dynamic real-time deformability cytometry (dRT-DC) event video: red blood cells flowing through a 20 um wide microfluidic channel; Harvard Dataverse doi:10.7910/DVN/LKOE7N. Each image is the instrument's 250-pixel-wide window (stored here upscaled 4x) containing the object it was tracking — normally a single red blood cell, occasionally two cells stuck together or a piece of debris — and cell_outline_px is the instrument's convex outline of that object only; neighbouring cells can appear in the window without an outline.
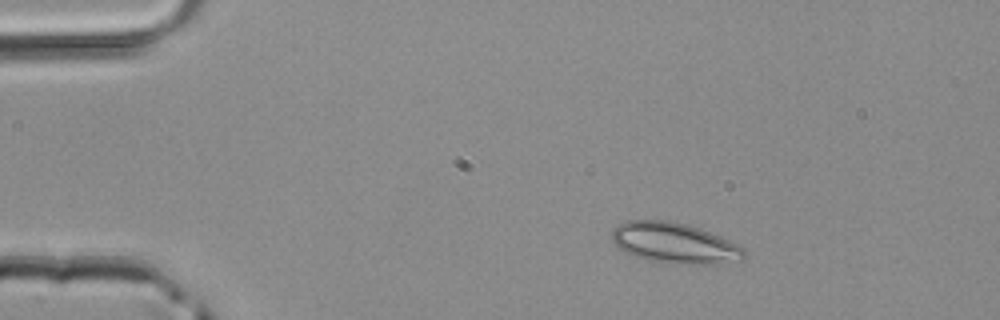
{"species": "common noctule bat (a hibernating species)", "species_latin": "Nyctalus noctula", "temperature_condition": "room temperature", "stored_images_in_passage": 4, "camera_frame_rate_fps": 3000, "um_per_image_px": 0.085, "animal": {"sex": "male", "body_mass_g": 20.4}, "frame": {"image": 1, "passage_image": 1, "time_ms": 0.0, "image_size_px": [1000, 320], "cell_outline_px": [[748, 256], [744, 260], [720, 264], [672, 264], [648, 260], [624, 252], [612, 240], [612, 228], [616, 224], [624, 220], [672, 220], [688, 224], [700, 228], [736, 244], [744, 248]], "centroid_in_image_um": [57.34, 20.66], "position_along_channel_um": 27.7, "area_um2": 31.79}}
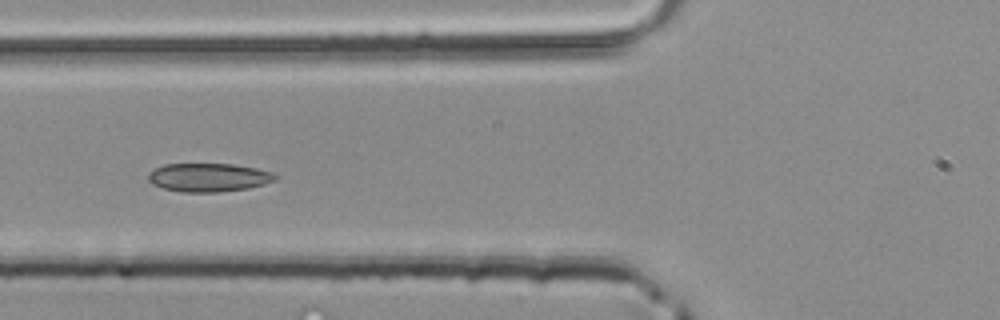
{"frame": {"image": 2, "passage_image": 4, "time_ms": 1.0, "image_size_px": [1000, 320], "cell_outline_px": [[280, 176], [276, 180], [264, 184], [248, 188], [220, 192], [180, 192], [164, 188], [152, 184], [148, 180], [148, 172], [164, 164], [232, 164], [256, 168], [272, 172]], "centroid_in_image_um": [17.74, 15.08], "position_along_channel_um": 108.1, "area_um2": 21.21}}